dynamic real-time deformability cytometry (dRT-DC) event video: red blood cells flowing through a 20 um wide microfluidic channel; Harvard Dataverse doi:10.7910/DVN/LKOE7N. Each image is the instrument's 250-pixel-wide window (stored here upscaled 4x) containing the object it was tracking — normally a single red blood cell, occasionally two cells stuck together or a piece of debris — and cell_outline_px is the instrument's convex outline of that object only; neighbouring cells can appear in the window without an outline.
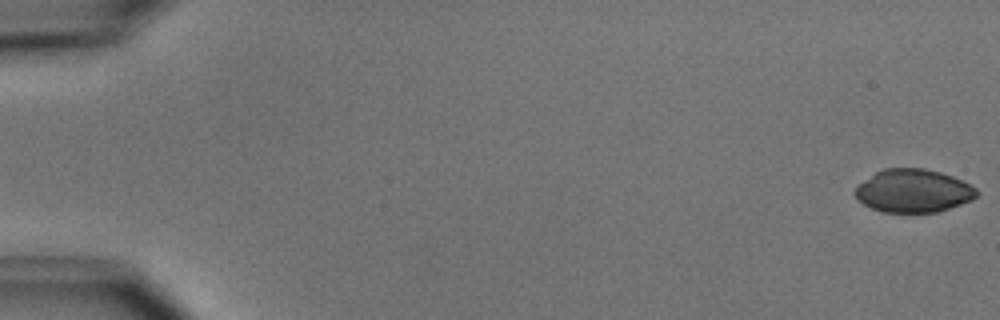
{"species": "common noctule bat (a hibernating species)", "species_latin": "Nyctalus noctula", "temperature_condition": "cold", "stored_images_in_passage": 12, "camera_frame_rate_fps": 3000, "um_per_image_px": 0.085, "animal": {"sex": "male", "body_mass_g": 15.6}, "frame": {"image": 1, "passage_image": 1, "time_ms": 0.0, "image_size_px": [1000, 320], "cell_outline_px": [[980, 192], [972, 200], [936, 212], [884, 212], [872, 208], [864, 204], [852, 192], [860, 184], [876, 172], [884, 168], [924, 168], [940, 172], [952, 176], [972, 184]], "centroid_in_image_um": [77.67, 16.21], "position_along_channel_um": 7.3, "area_um2": 30.4}}